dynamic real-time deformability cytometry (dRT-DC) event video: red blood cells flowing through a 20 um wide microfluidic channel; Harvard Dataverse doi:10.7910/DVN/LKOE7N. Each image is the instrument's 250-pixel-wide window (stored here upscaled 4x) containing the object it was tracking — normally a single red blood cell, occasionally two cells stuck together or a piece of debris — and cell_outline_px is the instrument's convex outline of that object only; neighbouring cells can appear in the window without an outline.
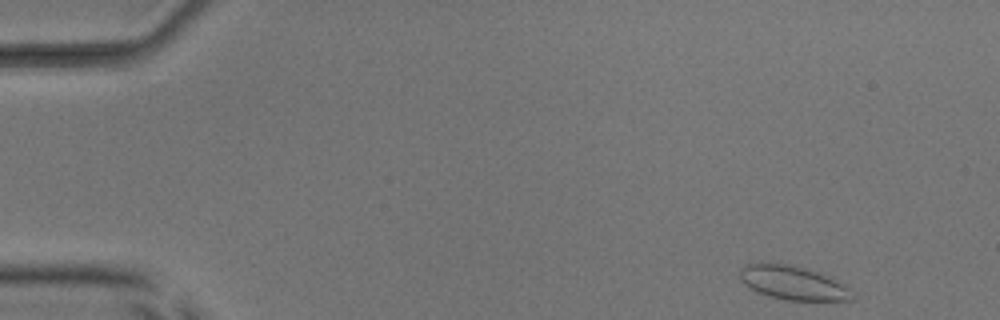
{"species": "common noctule bat (a hibernating species)", "species_latin": "Nyctalus noctula", "temperature_condition": "room temperature", "stored_images_in_passage": 49, "segment_of_instrument_passage": [1, 2], "camera_frame_rate_fps": 3000, "um_per_image_px": 0.085, "animal": {"sex": "male", "body_mass_g": 17.9, "forearm_length_mm": 54.2}, "frame": {"image": 1, "passage_image": 1, "time_ms": 0.0, "image_size_px": [1000, 320], "cell_outline_px": [[856, 296], [852, 300], [784, 300], [768, 296], [756, 292], [744, 284], [740, 280], [740, 268], [744, 264], [788, 264], [804, 268], [828, 276], [836, 280], [848, 288]], "centroid_in_image_um": [67.38, 24.06], "position_along_channel_um": 17.6, "area_um2": 21.96}}
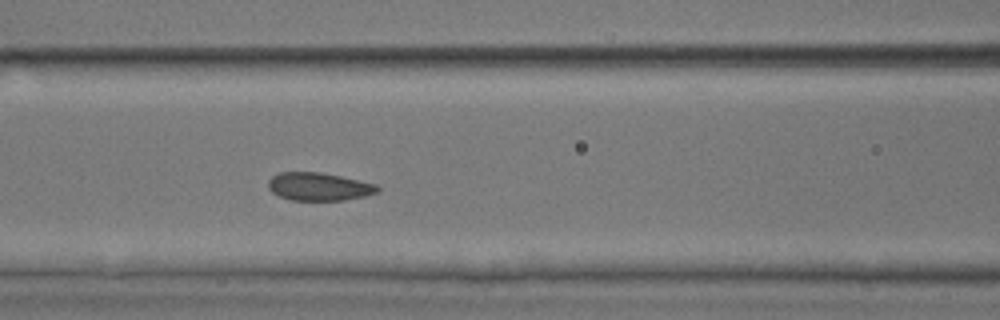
{"frame": {"image": 2, "passage_image": 19, "time_ms": 6.0, "image_size_px": [1000, 320], "cell_outline_px": [[380, 188], [376, 192], [364, 196], [344, 200], [292, 200], [280, 196], [272, 192], [268, 188], [268, 180], [272, 176], [280, 172], [320, 172], [340, 176], [376, 184]], "centroid_in_image_um": [27.08, 15.86], "position_along_channel_um": 139.5, "area_um2": 17.69}}
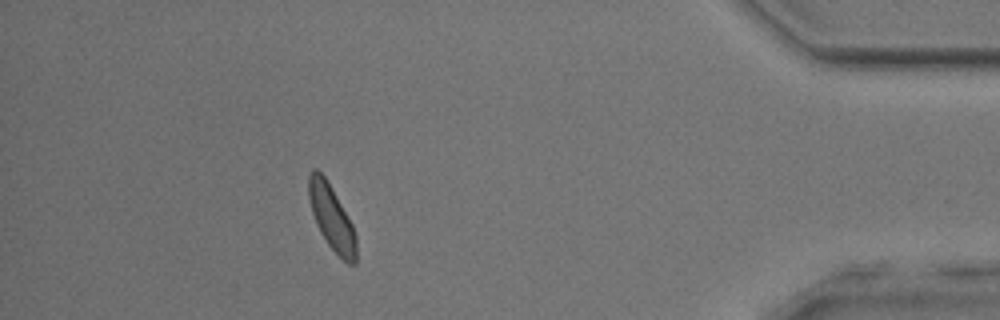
{"frame": {"image": 3, "passage_image": 43, "time_ms": 14.0, "image_size_px": [1000, 320], "cell_outline_px": [[356, 264], [348, 264], [328, 244], [320, 232], [316, 224], [312, 212], [308, 196], [308, 176], [312, 168], [316, 168], [324, 176], [352, 224], [356, 236]], "centroid_in_image_um": [28.17, 18.49], "position_along_channel_um": 407.0, "area_um2": 17.63}}